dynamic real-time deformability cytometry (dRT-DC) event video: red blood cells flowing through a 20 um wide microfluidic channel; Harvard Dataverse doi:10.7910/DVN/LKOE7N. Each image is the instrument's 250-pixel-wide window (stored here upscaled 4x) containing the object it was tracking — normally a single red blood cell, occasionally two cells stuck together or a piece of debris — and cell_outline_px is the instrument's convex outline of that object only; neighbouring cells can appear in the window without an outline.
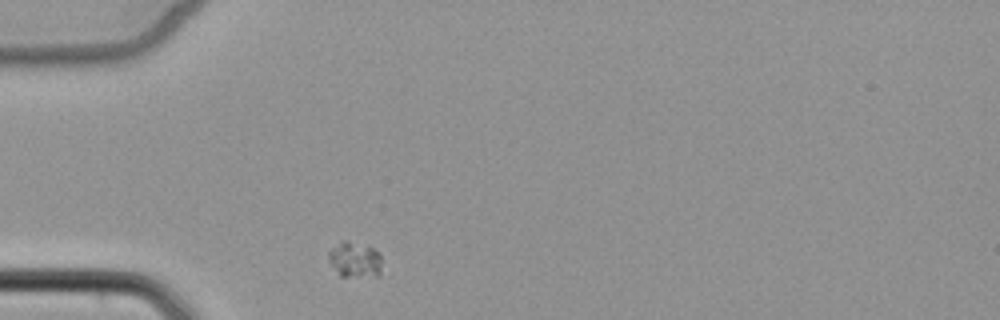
{"species": "common noctule bat (a hibernating species)", "species_latin": "Nyctalus noctula", "temperature_condition": "cold", "stored_images_in_passage": 1, "camera_frame_rate_fps": 3000, "um_per_image_px": 0.085, "animal": {"sex": "female", "body_mass_g": 22.7, "forearm_length_mm": 54.2}, "frame": {"image": 1, "passage_image": 1, "time_ms": 0.0, "image_size_px": [1000, 320], "cell_outline_px": [[380, 272], [376, 276], [340, 276], [328, 260], [328, 252], [332, 248], [344, 240], [348, 240], [372, 248], [380, 252]], "centroid_in_image_um": [30.15, 22.07], "position_along_channel_um": 54.9, "area_um2": 10.87}}